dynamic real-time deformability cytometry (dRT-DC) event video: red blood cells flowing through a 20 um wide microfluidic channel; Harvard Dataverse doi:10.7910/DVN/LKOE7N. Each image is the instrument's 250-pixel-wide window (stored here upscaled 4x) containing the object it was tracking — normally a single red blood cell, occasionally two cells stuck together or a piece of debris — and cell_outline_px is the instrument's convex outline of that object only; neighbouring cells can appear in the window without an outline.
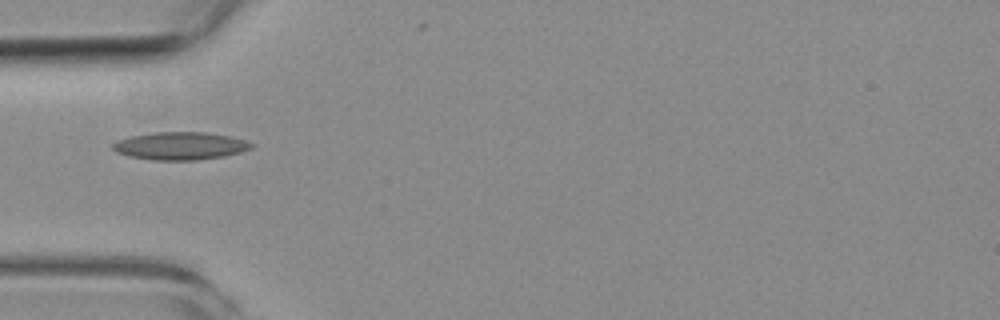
{"species": "common noctule bat (a hibernating species)", "species_latin": "Nyctalus noctula", "temperature_condition": "room temperature", "stored_images_in_passage": 4, "camera_frame_rate_fps": 3000, "um_per_image_px": 0.085, "animal": {"sex": "female", "body_mass_g": 19.3, "forearm_length_mm": 54.1}, "frame": {"image": 1, "passage_image": 1, "time_ms": 0.0, "image_size_px": [1000, 320], "cell_outline_px": [[252, 148], [240, 152], [224, 156], [196, 160], [152, 160], [132, 156], [116, 152], [112, 148], [112, 144], [116, 140], [132, 136], [152, 132], [208, 132], [232, 136], [244, 140], [252, 144]], "centroid_in_image_um": [15.32, 12.39], "position_along_channel_um": 69.7, "area_um2": 22.37}}
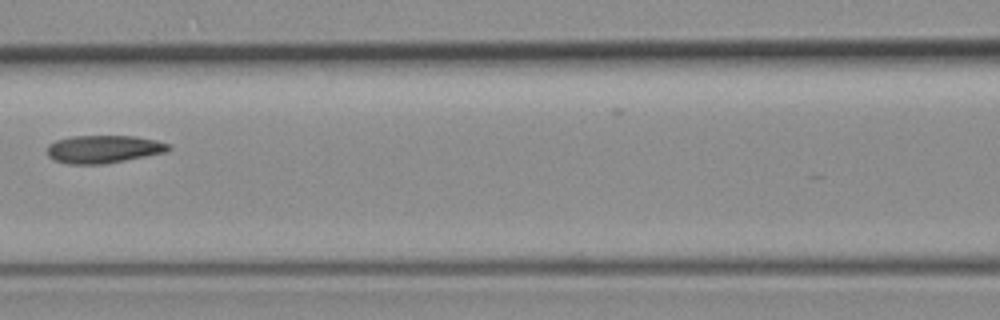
{"frame": {"image": 2, "passage_image": 3, "time_ms": 2.333, "image_size_px": [1000, 320], "cell_outline_px": [[172, 148], [168, 152], [104, 164], [68, 164], [52, 160], [48, 156], [48, 144], [56, 140], [72, 136], [136, 136], [156, 140], [168, 144]], "centroid_in_image_um": [8.8, 12.68], "position_along_channel_um": 157.8, "area_um2": 19.83}}
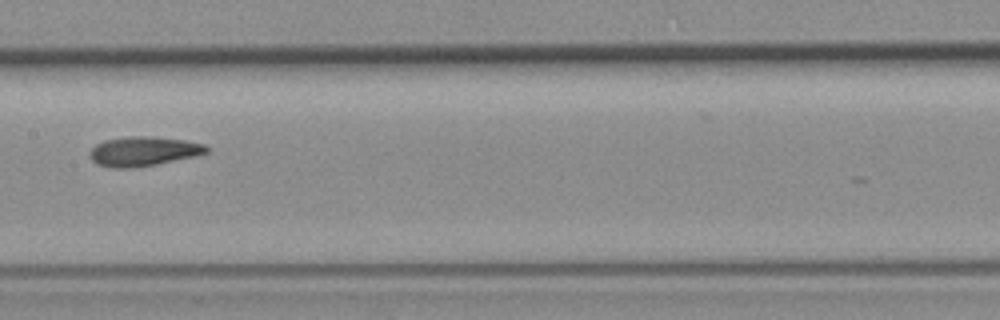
{"frame": {"image": 3, "passage_image": 4, "time_ms": 3.333, "image_size_px": [1000, 320], "cell_outline_px": [[208, 152], [196, 156], [156, 164], [132, 168], [108, 168], [96, 164], [88, 156], [88, 152], [96, 144], [104, 140], [128, 136], [152, 136], [184, 140], [204, 144], [208, 148]], "centroid_in_image_um": [12.14, 12.86], "position_along_channel_um": 195.3, "area_um2": 20.23}}